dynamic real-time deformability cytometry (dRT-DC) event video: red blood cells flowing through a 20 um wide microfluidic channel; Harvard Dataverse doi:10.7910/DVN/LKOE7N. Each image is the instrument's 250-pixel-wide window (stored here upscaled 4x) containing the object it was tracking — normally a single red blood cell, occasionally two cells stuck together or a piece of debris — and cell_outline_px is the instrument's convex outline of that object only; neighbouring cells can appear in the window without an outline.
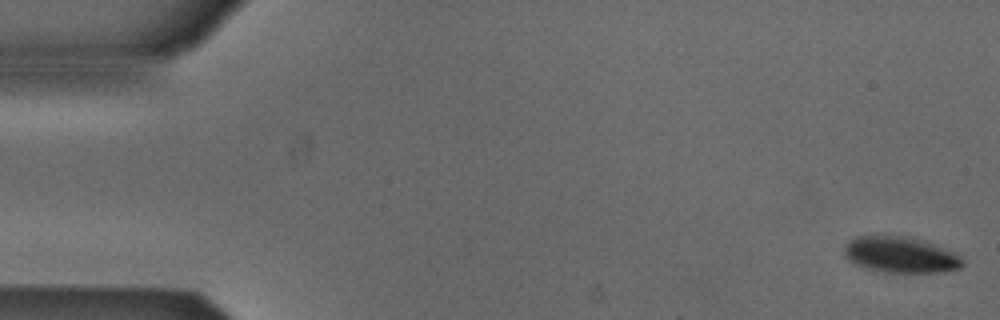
{"species": "Egyptian fruit bat (a non-hibernating species)", "species_latin": "Rousettus aegyptiacus", "temperature_condition": "cold", "stored_images_in_passage": 53, "camera_frame_rate_fps": 3000, "um_per_image_px": 0.085, "animal": {"sex": "male"}, "frame": {"image": 1, "passage_image": 1, "time_ms": 0.0, "image_size_px": [1000, 320], "cell_outline_px": [[964, 264], [960, 268], [944, 272], [884, 272], [868, 268], [856, 264], [848, 260], [844, 256], [844, 244], [856, 236], [904, 236], [932, 244], [952, 252], [960, 256], [964, 260]], "centroid_in_image_um": [76.52, 21.67], "position_along_channel_um": 8.5, "area_um2": 24.51}}
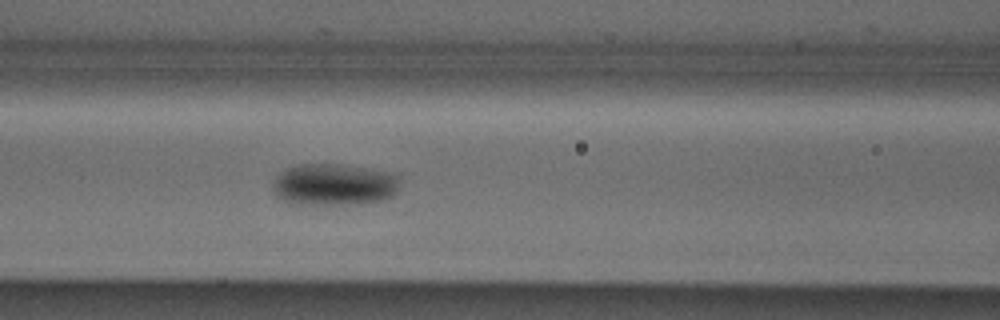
{"frame": {"image": 2, "passage_image": 22, "time_ms": 7.0, "image_size_px": [1000, 320], "cell_outline_px": [[400, 180], [396, 192], [392, 196], [384, 200], [360, 204], [300, 204], [284, 200], [276, 196], [272, 192], [272, 184], [276, 176], [280, 172], [296, 164], [344, 164], [388, 172], [400, 176]], "centroid_in_image_um": [28.39, 15.68], "position_along_channel_um": 138.2, "area_um2": 31.27}}
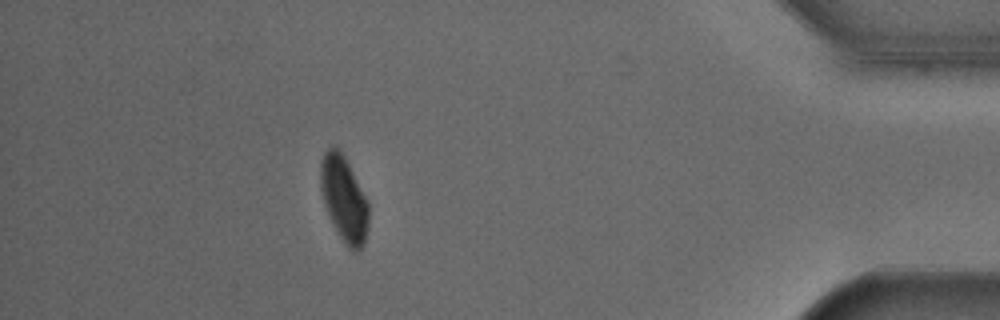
{"frame": {"image": 3, "passage_image": 47, "time_ms": 15.333, "image_size_px": [1000, 320], "cell_outline_px": [[368, 228], [364, 244], [360, 252], [352, 252], [344, 244], [332, 224], [324, 204], [320, 188], [320, 164], [324, 152], [328, 148], [336, 148], [344, 156], [368, 200]], "centroid_in_image_um": [29.24, 16.98], "position_along_channel_um": 406.0, "area_um2": 24.1}, "authors_computed_cell_mechanics": {"area_um2": 27.8018, "velocity_mm_per_s": 3.8475, "shape_relaxation_time_tau1_ms": 4.1866, "shape_relaxation_time_tau2_ms": null, "deformation_change_tau1": 0.0882, "deformation_change_tau2": null}}